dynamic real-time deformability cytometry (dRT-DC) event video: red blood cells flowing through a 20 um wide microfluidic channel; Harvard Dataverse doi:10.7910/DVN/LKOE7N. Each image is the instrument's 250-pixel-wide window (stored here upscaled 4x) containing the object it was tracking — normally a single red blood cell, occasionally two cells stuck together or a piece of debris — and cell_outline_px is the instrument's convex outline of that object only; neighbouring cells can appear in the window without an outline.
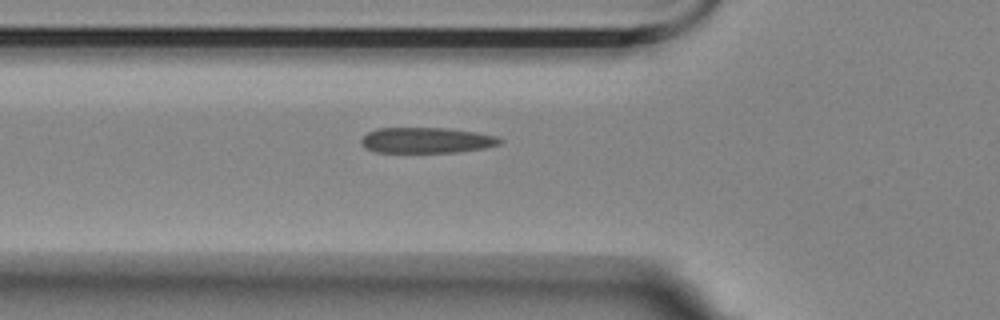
{"species": "Egyptian fruit bat (a non-hibernating species)", "species_latin": "Rousettus aegyptiacus", "temperature_condition": "room temperature", "stored_images_in_passage": 5, "camera_frame_rate_fps": 3000, "um_per_image_px": 0.085, "animal": {"sex": "female"}, "frame": {"image": 1, "passage_image": 5, "time_ms": 1.333, "image_size_px": [1000, 320], "cell_outline_px": [[504, 140], [500, 144], [484, 148], [456, 152], [376, 152], [364, 148], [360, 144], [360, 140], [368, 132], [376, 128], [448, 128], [476, 132], [496, 136]], "centroid_in_image_um": [36.23, 11.92], "position_along_channel_um": 89.6, "area_um2": 20.81}}